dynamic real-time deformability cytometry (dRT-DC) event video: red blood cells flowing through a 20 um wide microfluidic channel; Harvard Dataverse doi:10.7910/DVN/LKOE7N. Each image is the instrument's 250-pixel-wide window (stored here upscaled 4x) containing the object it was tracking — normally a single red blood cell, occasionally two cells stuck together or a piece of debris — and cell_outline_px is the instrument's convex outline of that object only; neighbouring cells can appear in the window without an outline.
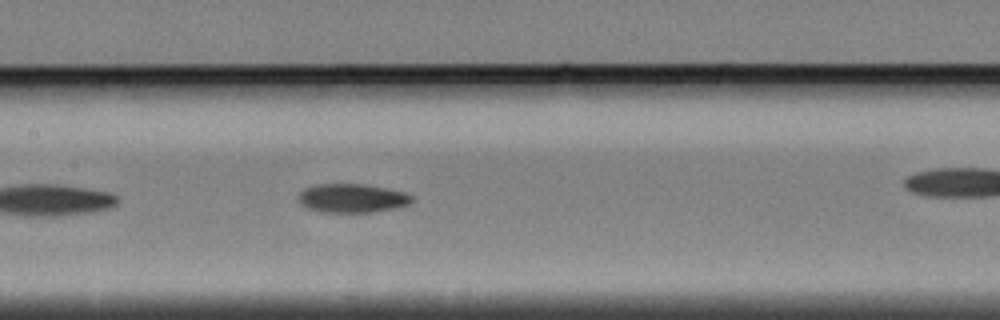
{"species": "Egyptian fruit bat (a non-hibernating species)", "species_latin": "Rousettus aegyptiacus", "temperature_condition": "cold", "stored_images_in_passage": 20, "camera_frame_rate_fps": 3000, "um_per_image_px": 0.085, "animal": {"sex": "female"}, "frame": {"image": 1, "passage_image": 12, "time_ms": 3.667, "image_size_px": [1000, 320], "cell_outline_px": [[412, 200], [408, 204], [400, 208], [372, 212], [320, 212], [308, 208], [300, 204], [296, 200], [300, 192], [304, 188], [316, 184], [364, 184], [388, 188], [404, 192], [412, 196]], "centroid_in_image_um": [29.91, 16.85], "position_along_channel_um": 177.5, "area_um2": 19.31}}